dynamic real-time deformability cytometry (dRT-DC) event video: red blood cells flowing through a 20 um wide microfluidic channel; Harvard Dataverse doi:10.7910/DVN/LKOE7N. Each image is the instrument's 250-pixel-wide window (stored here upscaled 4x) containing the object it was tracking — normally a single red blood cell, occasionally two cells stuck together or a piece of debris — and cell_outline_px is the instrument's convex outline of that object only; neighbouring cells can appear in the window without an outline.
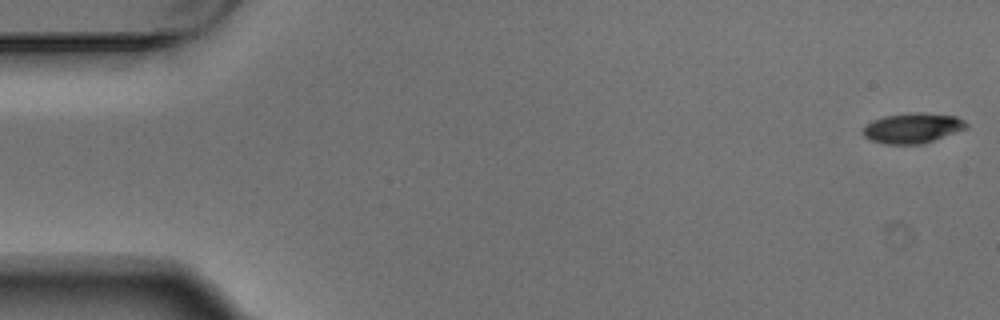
{"species": "Egyptian fruit bat (a non-hibernating species)", "species_latin": "Rousettus aegyptiacus", "temperature_condition": "warm", "stored_images_in_passage": 3, "camera_frame_rate_fps": 3000, "um_per_image_px": 0.085, "animal": {"sex": "male"}, "frame": {"image": 1, "passage_image": 1, "time_ms": 0.0, "image_size_px": [1000, 320], "cell_outline_px": [[968, 128], [920, 144], [888, 144], [872, 140], [864, 136], [864, 124], [872, 120], [884, 116], [912, 112], [924, 112], [956, 116], [964, 120], [968, 124]], "centroid_in_image_um": [77.58, 10.86], "position_along_channel_um": 7.4, "area_um2": 18.09}}